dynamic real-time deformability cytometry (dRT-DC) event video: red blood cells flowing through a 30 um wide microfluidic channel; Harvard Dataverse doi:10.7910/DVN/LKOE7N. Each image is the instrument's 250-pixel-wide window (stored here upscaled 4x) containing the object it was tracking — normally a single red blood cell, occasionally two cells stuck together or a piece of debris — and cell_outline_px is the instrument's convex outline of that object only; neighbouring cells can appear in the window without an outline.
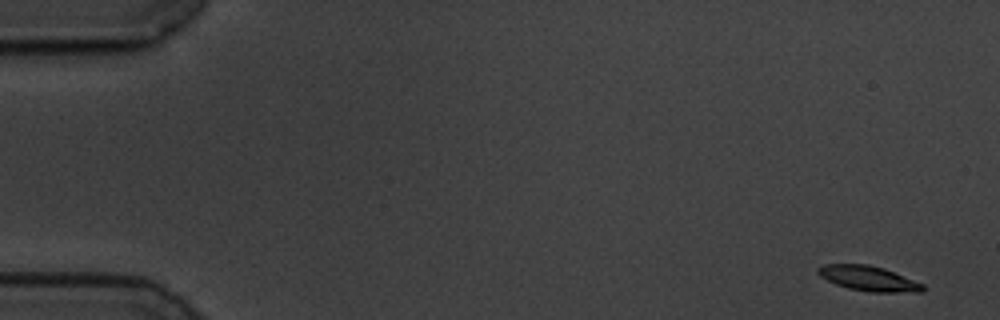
{"species": "common noctule bat (a hibernating species)", "species_latin": "Nyctalus noctula", "temperature_condition": "cold", "stored_images_in_passage": 56, "camera_frame_rate_fps": 3000, "um_per_image_px": 0.085, "animal": {"sex": "male", "body_mass_g": 19.5, "forearm_length_mm": 54.6}, "frame": {"image": 1, "passage_image": 1, "time_ms": 0.0, "image_size_px": [1000, 320], "cell_outline_px": [[924, 292], [868, 292], [848, 288], [836, 284], [820, 276], [816, 272], [816, 268], [824, 264], [868, 264], [884, 268], [924, 284]], "centroid_in_image_um": [73.82, 23.67], "position_along_channel_um": 11.2, "area_um2": 15.32}}
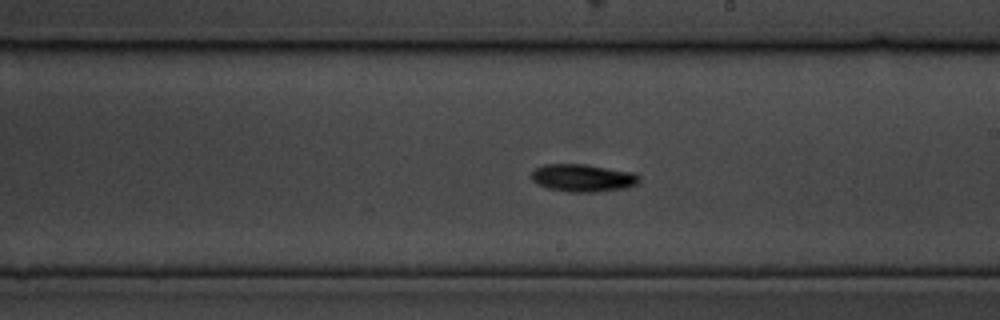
{"frame": {"image": 2, "passage_image": 32, "time_ms": 10.333, "image_size_px": [1000, 320], "cell_outline_px": [[640, 180], [636, 184], [624, 188], [596, 192], [568, 192], [548, 188], [536, 184], [532, 180], [532, 172], [536, 168], [544, 164], [584, 164], [632, 172], [640, 176]], "centroid_in_image_um": [49.52, 15.12], "position_along_channel_um": 239.5, "area_um2": 17.28}}
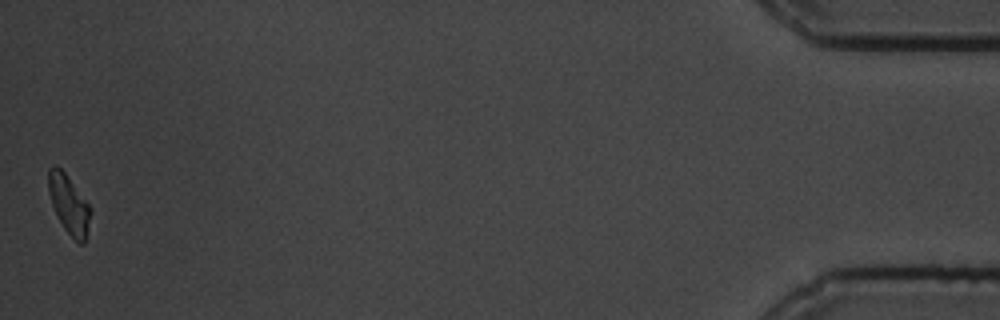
{"frame": {"image": 3, "passage_image": 56, "time_ms": 18.333, "image_size_px": [1000, 320], "cell_outline_px": [[92, 212], [84, 244], [80, 244], [64, 228], [52, 204], [48, 192], [48, 168], [52, 164], [56, 164], [64, 172], [92, 208]], "centroid_in_image_um": [5.86, 17.34], "position_along_channel_um": 429.3, "area_um2": 14.28}, "authors_computed_cell_mechanics": {"area_um2": 15.7794, "velocity_mm_per_s": 3.4882, "shape_relaxation_time_tau1_ms": 1.9422, "shape_relaxation_time_tau2_ms": null, "deformation_change_tau1": 0.1203, "deformation_change_tau2": null}}